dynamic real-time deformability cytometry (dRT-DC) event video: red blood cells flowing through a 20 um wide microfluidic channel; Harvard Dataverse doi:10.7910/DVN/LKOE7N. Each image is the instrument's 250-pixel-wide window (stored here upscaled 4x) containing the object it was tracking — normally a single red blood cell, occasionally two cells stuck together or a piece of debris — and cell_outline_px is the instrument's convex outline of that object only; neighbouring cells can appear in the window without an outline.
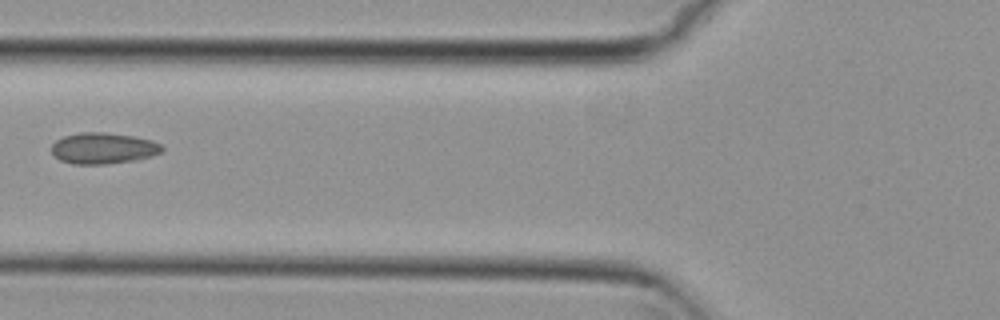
{"species": "common noctule bat (a hibernating species)", "species_latin": "Nyctalus noctula", "temperature_condition": "cold", "stored_images_in_passage": 2, "camera_frame_rate_fps": 3000, "um_per_image_px": 0.085, "animal": {"sex": "female", "body_mass_g": 29.2, "forearm_length_mm": 56.3}, "frame": {"image": 1, "passage_image": 2, "time_ms": 0.333, "image_size_px": [1000, 320], "cell_outline_px": [[164, 148], [160, 152], [152, 156], [132, 160], [108, 164], [72, 164], [60, 160], [52, 152], [52, 144], [56, 140], [64, 136], [80, 132], [104, 132], [132, 136], [152, 140], [160, 144]], "centroid_in_image_um": [8.76, 12.6], "position_along_channel_um": 117.0, "area_um2": 19.94}}